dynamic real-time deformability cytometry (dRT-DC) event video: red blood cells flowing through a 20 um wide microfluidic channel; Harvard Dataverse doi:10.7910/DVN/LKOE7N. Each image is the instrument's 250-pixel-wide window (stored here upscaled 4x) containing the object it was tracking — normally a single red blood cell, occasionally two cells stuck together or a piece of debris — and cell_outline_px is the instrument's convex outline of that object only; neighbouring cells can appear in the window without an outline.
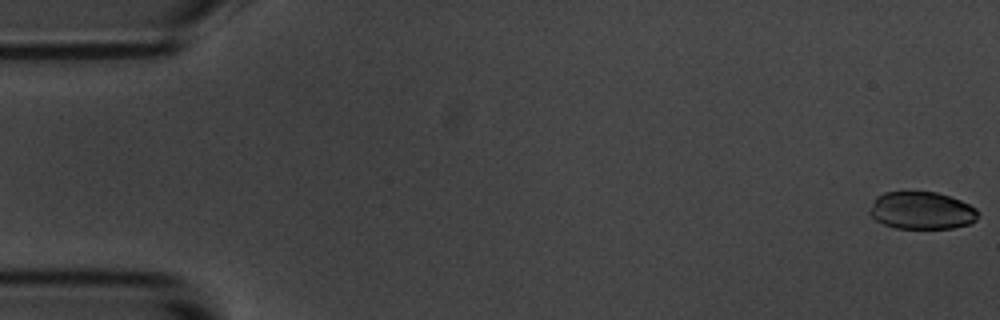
{"species": "common noctule bat (a hibernating species)", "species_latin": "Nyctalus noctula", "temperature_condition": "room temperature", "stored_images_in_passage": 56, "camera_frame_rate_fps": 3000, "um_per_image_px": 0.085, "animal": {"sex": "male", "body_mass_g": 20.1, "forearm_length_mm": 53.5}, "frame": {"image": 1, "passage_image": 1, "time_ms": 0.0, "image_size_px": [1000, 320], "cell_outline_px": [[980, 212], [976, 220], [968, 224], [952, 228], [896, 228], [884, 224], [876, 220], [868, 212], [876, 196], [884, 192], [936, 192], [960, 200], [976, 208]], "centroid_in_image_um": [78.34, 17.89], "position_along_channel_um": 6.7, "area_um2": 23.58}}
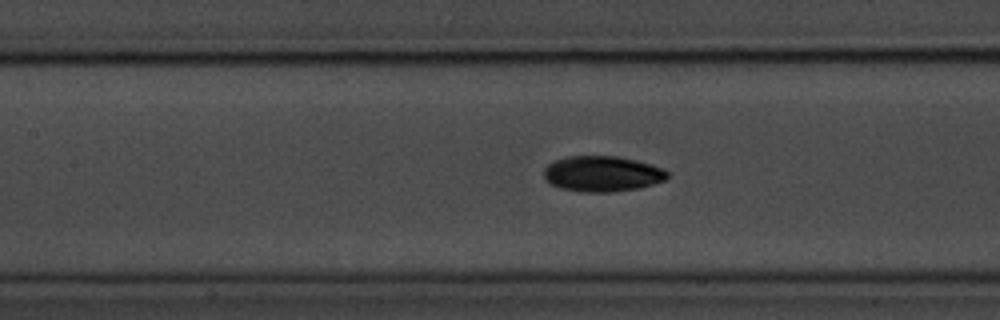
{"frame": {"image": 2, "passage_image": 25, "time_ms": 8.0, "image_size_px": [1000, 320], "cell_outline_px": [[668, 176], [664, 180], [640, 188], [612, 192], [584, 192], [560, 188], [552, 184], [544, 176], [544, 168], [552, 160], [568, 156], [616, 156], [636, 160], [664, 168], [668, 172]], "centroid_in_image_um": [51.19, 14.76], "position_along_channel_um": 156.2, "area_um2": 25.66}}
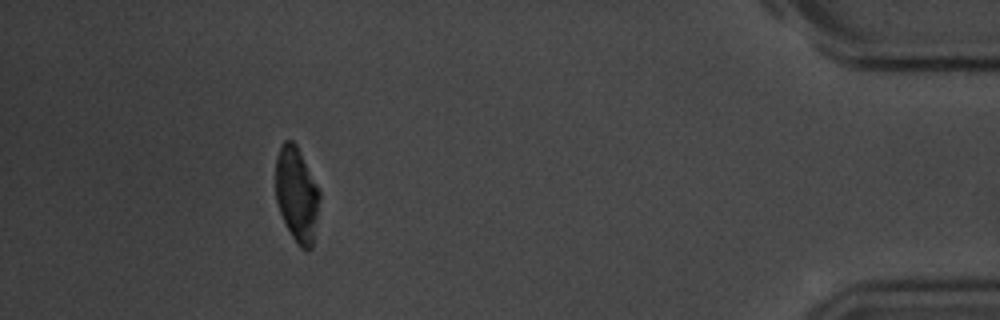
{"frame": {"image": 3, "passage_image": 51, "time_ms": 16.667, "image_size_px": [1000, 320], "cell_outline_px": [[320, 200], [312, 248], [308, 252], [300, 248], [292, 236], [280, 212], [276, 200], [276, 156], [280, 144], [284, 140], [292, 140], [296, 144], [320, 192]], "centroid_in_image_um": [25.22, 16.53], "position_along_channel_um": 410.0, "area_um2": 24.22}, "authors_computed_cell_mechanics": {"area_um2": 25.5187, "velocity_mm_per_s": 3.602, "shape_relaxation_time_tau1_ms": 3.3577, "shape_relaxation_time_tau2_ms": 6.9244, "deformation_change_tau1": 0.1204, "deformation_change_tau2": 0.116}}